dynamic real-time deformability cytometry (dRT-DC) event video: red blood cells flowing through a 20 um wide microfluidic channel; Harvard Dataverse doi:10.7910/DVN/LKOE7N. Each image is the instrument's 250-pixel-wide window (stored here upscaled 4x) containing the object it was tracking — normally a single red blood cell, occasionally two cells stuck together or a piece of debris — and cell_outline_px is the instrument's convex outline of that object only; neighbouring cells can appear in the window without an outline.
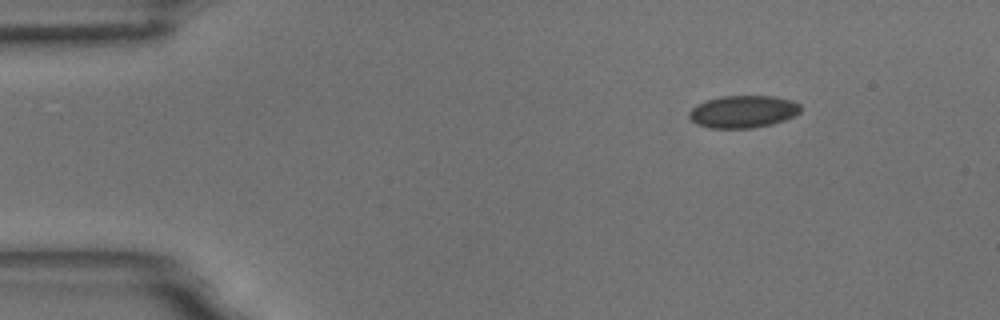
{"species": "common noctule bat (a hibernating species)", "species_latin": "Nyctalus noctula", "temperature_condition": "room temperature", "stored_images_in_passage": 6, "camera_frame_rate_fps": 3000, "um_per_image_px": 0.085, "animal": {"sex": "male", "body_mass_g": 18.8}, "frame": {"image": 1, "passage_image": 1, "time_ms": 0.0, "image_size_px": [1000, 320], "cell_outline_px": [[800, 112], [796, 116], [772, 124], [752, 128], [708, 128], [696, 124], [688, 116], [688, 112], [696, 104], [720, 96], [772, 96], [792, 100], [800, 104]], "centroid_in_image_um": [63.16, 9.49], "position_along_channel_um": 21.8, "area_um2": 21.15}}
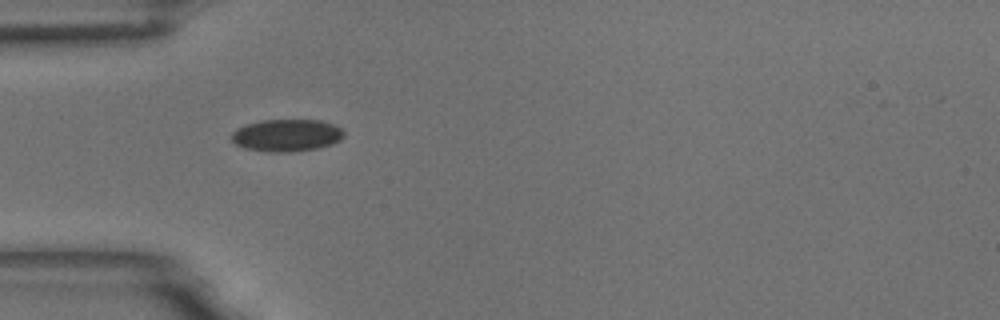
{"frame": {"image": 2, "passage_image": 4, "time_ms": 1.0, "image_size_px": [1000, 320], "cell_outline_px": [[344, 136], [340, 140], [332, 144], [316, 148], [288, 152], [272, 152], [244, 148], [236, 144], [232, 140], [232, 132], [236, 128], [260, 120], [320, 120], [344, 128]], "centroid_in_image_um": [24.38, 11.49], "position_along_channel_um": 60.6, "area_um2": 21.1}}